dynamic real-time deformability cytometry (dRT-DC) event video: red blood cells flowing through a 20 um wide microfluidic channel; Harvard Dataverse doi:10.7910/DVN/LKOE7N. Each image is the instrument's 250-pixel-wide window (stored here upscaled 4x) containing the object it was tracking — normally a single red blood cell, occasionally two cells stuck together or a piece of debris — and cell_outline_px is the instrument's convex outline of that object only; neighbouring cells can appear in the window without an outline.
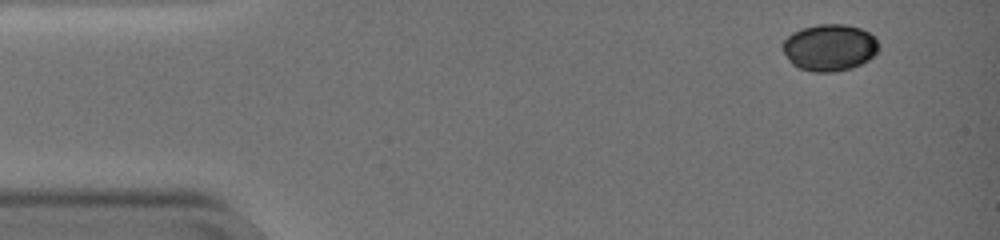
{"species": "common noctule bat (a hibernating species)", "species_latin": "Nyctalus noctula", "temperature_condition": "warm", "stored_images_in_passage": 10, "camera_frame_rate_fps": 3000, "um_per_image_px": 0.085, "animal": {"sex": "female", "body_mass_g": 19.0, "forearm_length_mm": 51.5}, "frame": {"image": 1, "passage_image": 1, "time_ms": 0.0, "image_size_px": [1000, 240], "cell_outline_px": [[880, 44], [876, 52], [868, 60], [852, 68], [832, 72], [812, 72], [800, 68], [792, 64], [788, 60], [784, 52], [784, 40], [792, 32], [816, 24], [844, 24], [860, 28], [876, 36]], "centroid_in_image_um": [70.53, 4.04], "position_along_channel_um": 14.5, "area_um2": 26.18}}
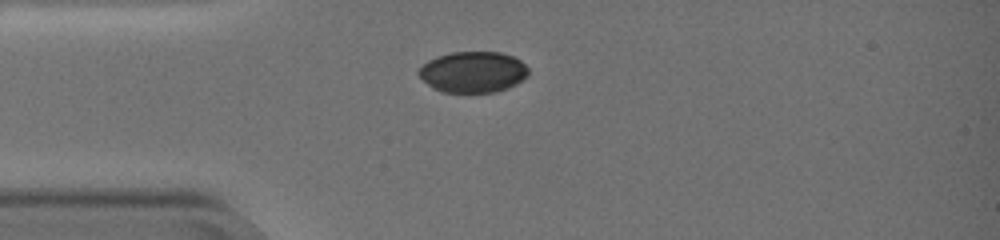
{"frame": {"image": 2, "passage_image": 5, "time_ms": 1.333, "image_size_px": [1000, 240], "cell_outline_px": [[528, 76], [516, 84], [508, 88], [496, 92], [440, 92], [432, 88], [416, 72], [428, 60], [436, 56], [452, 52], [500, 52], [512, 56], [520, 60], [528, 68]], "centroid_in_image_um": [40.2, 6.12], "position_along_channel_um": 44.8, "area_um2": 26.3}}
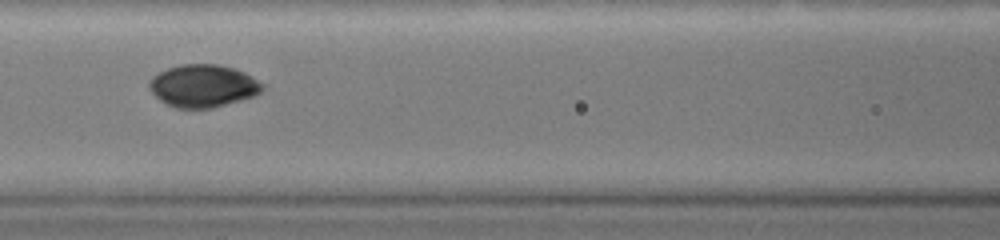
{"frame": {"image": 3, "passage_image": 9, "time_ms": 2.667, "image_size_px": [1000, 240], "cell_outline_px": [[264, 88], [260, 92], [252, 96], [240, 100], [212, 108], [176, 108], [160, 100], [148, 88], [148, 84], [152, 76], [168, 68], [180, 64], [216, 64], [232, 68], [244, 72], [264, 84]], "centroid_in_image_um": [17.24, 7.29], "position_along_channel_um": 149.4, "area_um2": 27.86}}